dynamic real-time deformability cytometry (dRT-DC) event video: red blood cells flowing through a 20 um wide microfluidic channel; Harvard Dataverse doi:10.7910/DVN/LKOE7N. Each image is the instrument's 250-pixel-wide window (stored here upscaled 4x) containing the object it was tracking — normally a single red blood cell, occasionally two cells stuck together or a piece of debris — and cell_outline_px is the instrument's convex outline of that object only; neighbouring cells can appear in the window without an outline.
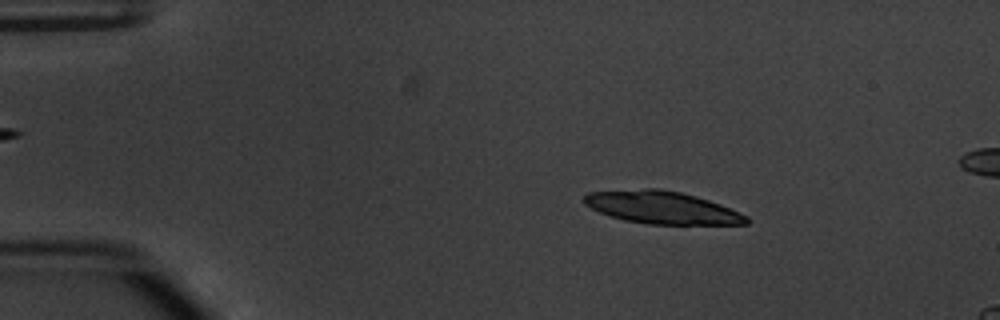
{"species": "common noctule bat (a hibernating species)", "species_latin": "Nyctalus noctula", "temperature_condition": "warm", "stored_images_in_passage": 12, "camera_frame_rate_fps": 3000, "um_per_image_px": 0.085, "animal": {"sex": "male", "body_mass_g": 20.1, "forearm_length_mm": 53.5}, "frame": {"image": 1, "passage_image": 4, "time_ms": 1.0, "image_size_px": [1000, 320], "cell_outline_px": [[752, 220], [748, 224], [648, 224], [624, 220], [600, 212], [584, 204], [584, 196], [588, 192], [644, 188], [660, 188], [680, 192], [696, 196], [720, 204], [740, 212], [748, 216]], "centroid_in_image_um": [56.3, 17.63], "position_along_channel_um": 28.7, "area_um2": 30.75}}